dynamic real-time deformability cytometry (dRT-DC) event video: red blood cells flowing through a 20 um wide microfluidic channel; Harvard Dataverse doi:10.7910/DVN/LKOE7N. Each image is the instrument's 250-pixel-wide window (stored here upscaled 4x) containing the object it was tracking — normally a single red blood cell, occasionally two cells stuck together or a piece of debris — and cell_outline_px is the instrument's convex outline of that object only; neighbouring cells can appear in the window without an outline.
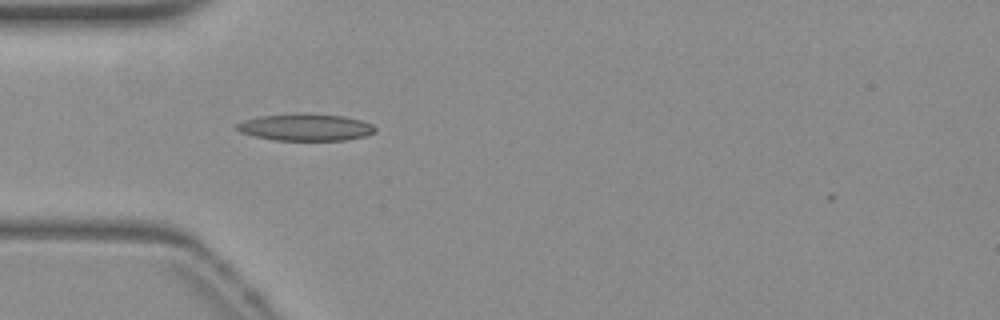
{"species": "common noctule bat (a hibernating species)", "species_latin": "Nyctalus noctula", "temperature_condition": "warm", "stored_images_in_passage": 2, "camera_frame_rate_fps": 3000, "um_per_image_px": 0.085, "animal": {"sex": "female", "body_mass_g": 19.3, "forearm_length_mm": 54.1}, "frame": {"image": 1, "passage_image": 1, "time_ms": 0.0, "image_size_px": [1000, 320], "cell_outline_px": [[376, 132], [364, 136], [344, 140], [272, 140], [240, 132], [236, 128], [236, 124], [244, 120], [260, 116], [296, 112], [304, 112], [344, 116], [360, 120], [372, 124], [376, 128]], "centroid_in_image_um": [25.97, 10.8], "position_along_channel_um": 59.0, "area_um2": 21.96}}